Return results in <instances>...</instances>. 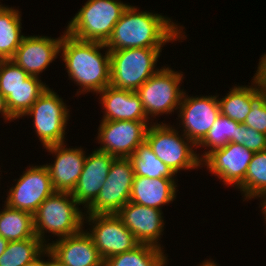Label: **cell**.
Wrapping results in <instances>:
<instances>
[{
    "label": "cell",
    "mask_w": 266,
    "mask_h": 266,
    "mask_svg": "<svg viewBox=\"0 0 266 266\" xmlns=\"http://www.w3.org/2000/svg\"><path fill=\"white\" fill-rule=\"evenodd\" d=\"M103 111L101 120L150 121L143 108L140 96L134 92L107 86L97 94Z\"/></svg>",
    "instance_id": "cell-20"
},
{
    "label": "cell",
    "mask_w": 266,
    "mask_h": 266,
    "mask_svg": "<svg viewBox=\"0 0 266 266\" xmlns=\"http://www.w3.org/2000/svg\"><path fill=\"white\" fill-rule=\"evenodd\" d=\"M177 113L175 126L179 124L177 128L197 146L221 114L217 92L191 96L184 91Z\"/></svg>",
    "instance_id": "cell-11"
},
{
    "label": "cell",
    "mask_w": 266,
    "mask_h": 266,
    "mask_svg": "<svg viewBox=\"0 0 266 266\" xmlns=\"http://www.w3.org/2000/svg\"><path fill=\"white\" fill-rule=\"evenodd\" d=\"M21 13L18 8L0 2V60L12 59L25 36Z\"/></svg>",
    "instance_id": "cell-22"
},
{
    "label": "cell",
    "mask_w": 266,
    "mask_h": 266,
    "mask_svg": "<svg viewBox=\"0 0 266 266\" xmlns=\"http://www.w3.org/2000/svg\"><path fill=\"white\" fill-rule=\"evenodd\" d=\"M176 178L134 176L130 202L162 210L175 201L178 190Z\"/></svg>",
    "instance_id": "cell-21"
},
{
    "label": "cell",
    "mask_w": 266,
    "mask_h": 266,
    "mask_svg": "<svg viewBox=\"0 0 266 266\" xmlns=\"http://www.w3.org/2000/svg\"><path fill=\"white\" fill-rule=\"evenodd\" d=\"M164 249L150 244H139L133 250L116 254L104 261V266H168Z\"/></svg>",
    "instance_id": "cell-24"
},
{
    "label": "cell",
    "mask_w": 266,
    "mask_h": 266,
    "mask_svg": "<svg viewBox=\"0 0 266 266\" xmlns=\"http://www.w3.org/2000/svg\"><path fill=\"white\" fill-rule=\"evenodd\" d=\"M220 264L216 263L211 257L209 259L203 260L200 264L197 266H219Z\"/></svg>",
    "instance_id": "cell-39"
},
{
    "label": "cell",
    "mask_w": 266,
    "mask_h": 266,
    "mask_svg": "<svg viewBox=\"0 0 266 266\" xmlns=\"http://www.w3.org/2000/svg\"><path fill=\"white\" fill-rule=\"evenodd\" d=\"M68 107L63 98L59 97L53 88L48 87L23 115V117H32L34 132L43 149L51 145L66 143V129L71 116Z\"/></svg>",
    "instance_id": "cell-8"
},
{
    "label": "cell",
    "mask_w": 266,
    "mask_h": 266,
    "mask_svg": "<svg viewBox=\"0 0 266 266\" xmlns=\"http://www.w3.org/2000/svg\"><path fill=\"white\" fill-rule=\"evenodd\" d=\"M250 109L244 124L266 135V89L258 87L250 95Z\"/></svg>",
    "instance_id": "cell-32"
},
{
    "label": "cell",
    "mask_w": 266,
    "mask_h": 266,
    "mask_svg": "<svg viewBox=\"0 0 266 266\" xmlns=\"http://www.w3.org/2000/svg\"><path fill=\"white\" fill-rule=\"evenodd\" d=\"M260 198V199H259ZM260 200L259 208H261V213L264 216V223L266 225V192L262 193L257 197ZM261 206V207H260Z\"/></svg>",
    "instance_id": "cell-37"
},
{
    "label": "cell",
    "mask_w": 266,
    "mask_h": 266,
    "mask_svg": "<svg viewBox=\"0 0 266 266\" xmlns=\"http://www.w3.org/2000/svg\"><path fill=\"white\" fill-rule=\"evenodd\" d=\"M79 206L70 192H55L46 198L33 215L35 236L49 245L47 233L59 239L82 231L85 210Z\"/></svg>",
    "instance_id": "cell-3"
},
{
    "label": "cell",
    "mask_w": 266,
    "mask_h": 266,
    "mask_svg": "<svg viewBox=\"0 0 266 266\" xmlns=\"http://www.w3.org/2000/svg\"><path fill=\"white\" fill-rule=\"evenodd\" d=\"M0 211V236L8 241H21L35 236L31 213L3 204Z\"/></svg>",
    "instance_id": "cell-23"
},
{
    "label": "cell",
    "mask_w": 266,
    "mask_h": 266,
    "mask_svg": "<svg viewBox=\"0 0 266 266\" xmlns=\"http://www.w3.org/2000/svg\"><path fill=\"white\" fill-rule=\"evenodd\" d=\"M253 79L260 88L266 89V53L262 54L257 65Z\"/></svg>",
    "instance_id": "cell-34"
},
{
    "label": "cell",
    "mask_w": 266,
    "mask_h": 266,
    "mask_svg": "<svg viewBox=\"0 0 266 266\" xmlns=\"http://www.w3.org/2000/svg\"><path fill=\"white\" fill-rule=\"evenodd\" d=\"M55 240L47 245V249L64 265L104 266V260L84 229L75 235Z\"/></svg>",
    "instance_id": "cell-19"
},
{
    "label": "cell",
    "mask_w": 266,
    "mask_h": 266,
    "mask_svg": "<svg viewBox=\"0 0 266 266\" xmlns=\"http://www.w3.org/2000/svg\"><path fill=\"white\" fill-rule=\"evenodd\" d=\"M29 77L30 75L11 59L0 60V94L5 98L11 91L21 87Z\"/></svg>",
    "instance_id": "cell-31"
},
{
    "label": "cell",
    "mask_w": 266,
    "mask_h": 266,
    "mask_svg": "<svg viewBox=\"0 0 266 266\" xmlns=\"http://www.w3.org/2000/svg\"><path fill=\"white\" fill-rule=\"evenodd\" d=\"M236 143L253 152H260L266 150V135L242 123L237 126Z\"/></svg>",
    "instance_id": "cell-33"
},
{
    "label": "cell",
    "mask_w": 266,
    "mask_h": 266,
    "mask_svg": "<svg viewBox=\"0 0 266 266\" xmlns=\"http://www.w3.org/2000/svg\"><path fill=\"white\" fill-rule=\"evenodd\" d=\"M253 154L245 146L229 142L223 148L210 152L201 161V166L217 176L223 185L236 189L245 179Z\"/></svg>",
    "instance_id": "cell-14"
},
{
    "label": "cell",
    "mask_w": 266,
    "mask_h": 266,
    "mask_svg": "<svg viewBox=\"0 0 266 266\" xmlns=\"http://www.w3.org/2000/svg\"><path fill=\"white\" fill-rule=\"evenodd\" d=\"M46 249L47 245L36 236L21 241H9L0 256V266H26Z\"/></svg>",
    "instance_id": "cell-28"
},
{
    "label": "cell",
    "mask_w": 266,
    "mask_h": 266,
    "mask_svg": "<svg viewBox=\"0 0 266 266\" xmlns=\"http://www.w3.org/2000/svg\"><path fill=\"white\" fill-rule=\"evenodd\" d=\"M116 157L94 148L85 158L82 173L71 195L85 210L98 196Z\"/></svg>",
    "instance_id": "cell-18"
},
{
    "label": "cell",
    "mask_w": 266,
    "mask_h": 266,
    "mask_svg": "<svg viewBox=\"0 0 266 266\" xmlns=\"http://www.w3.org/2000/svg\"><path fill=\"white\" fill-rule=\"evenodd\" d=\"M26 168L19 179L13 180L15 185L9 188L3 202L11 208L34 215L40 204L56 191L45 164H32Z\"/></svg>",
    "instance_id": "cell-12"
},
{
    "label": "cell",
    "mask_w": 266,
    "mask_h": 266,
    "mask_svg": "<svg viewBox=\"0 0 266 266\" xmlns=\"http://www.w3.org/2000/svg\"><path fill=\"white\" fill-rule=\"evenodd\" d=\"M151 124V121L100 120L96 136L100 146L97 149L116 158H129L145 141L147 129Z\"/></svg>",
    "instance_id": "cell-13"
},
{
    "label": "cell",
    "mask_w": 266,
    "mask_h": 266,
    "mask_svg": "<svg viewBox=\"0 0 266 266\" xmlns=\"http://www.w3.org/2000/svg\"><path fill=\"white\" fill-rule=\"evenodd\" d=\"M62 39L63 34L58 38L25 35L11 60L30 76L41 77L40 74L59 58Z\"/></svg>",
    "instance_id": "cell-16"
},
{
    "label": "cell",
    "mask_w": 266,
    "mask_h": 266,
    "mask_svg": "<svg viewBox=\"0 0 266 266\" xmlns=\"http://www.w3.org/2000/svg\"><path fill=\"white\" fill-rule=\"evenodd\" d=\"M134 176L129 158H115L98 196L85 209V215L116 214L130 201Z\"/></svg>",
    "instance_id": "cell-9"
},
{
    "label": "cell",
    "mask_w": 266,
    "mask_h": 266,
    "mask_svg": "<svg viewBox=\"0 0 266 266\" xmlns=\"http://www.w3.org/2000/svg\"><path fill=\"white\" fill-rule=\"evenodd\" d=\"M239 124L220 114L205 138L197 145V148H205V151H202L203 154L198 153L200 160L202 161L210 152L223 148L229 142L236 143L237 126Z\"/></svg>",
    "instance_id": "cell-29"
},
{
    "label": "cell",
    "mask_w": 266,
    "mask_h": 266,
    "mask_svg": "<svg viewBox=\"0 0 266 266\" xmlns=\"http://www.w3.org/2000/svg\"><path fill=\"white\" fill-rule=\"evenodd\" d=\"M237 190L247 202L266 192V150L254 152L245 179Z\"/></svg>",
    "instance_id": "cell-30"
},
{
    "label": "cell",
    "mask_w": 266,
    "mask_h": 266,
    "mask_svg": "<svg viewBox=\"0 0 266 266\" xmlns=\"http://www.w3.org/2000/svg\"><path fill=\"white\" fill-rule=\"evenodd\" d=\"M163 48H126L110 51V85L136 92L161 67ZM159 58V59H158Z\"/></svg>",
    "instance_id": "cell-6"
},
{
    "label": "cell",
    "mask_w": 266,
    "mask_h": 266,
    "mask_svg": "<svg viewBox=\"0 0 266 266\" xmlns=\"http://www.w3.org/2000/svg\"><path fill=\"white\" fill-rule=\"evenodd\" d=\"M116 215L140 244L164 249L160 243L166 223L162 210L129 201Z\"/></svg>",
    "instance_id": "cell-15"
},
{
    "label": "cell",
    "mask_w": 266,
    "mask_h": 266,
    "mask_svg": "<svg viewBox=\"0 0 266 266\" xmlns=\"http://www.w3.org/2000/svg\"><path fill=\"white\" fill-rule=\"evenodd\" d=\"M46 257L45 266H66L61 263L51 252L46 249Z\"/></svg>",
    "instance_id": "cell-36"
},
{
    "label": "cell",
    "mask_w": 266,
    "mask_h": 266,
    "mask_svg": "<svg viewBox=\"0 0 266 266\" xmlns=\"http://www.w3.org/2000/svg\"><path fill=\"white\" fill-rule=\"evenodd\" d=\"M129 5L121 0H87L65 31L80 40L106 43Z\"/></svg>",
    "instance_id": "cell-5"
},
{
    "label": "cell",
    "mask_w": 266,
    "mask_h": 266,
    "mask_svg": "<svg viewBox=\"0 0 266 266\" xmlns=\"http://www.w3.org/2000/svg\"><path fill=\"white\" fill-rule=\"evenodd\" d=\"M67 147V143L45 147L46 151L55 157L54 161H51L52 163H45V166L56 192L71 193L73 191L82 173L87 156V152L81 146Z\"/></svg>",
    "instance_id": "cell-17"
},
{
    "label": "cell",
    "mask_w": 266,
    "mask_h": 266,
    "mask_svg": "<svg viewBox=\"0 0 266 266\" xmlns=\"http://www.w3.org/2000/svg\"><path fill=\"white\" fill-rule=\"evenodd\" d=\"M183 73L170 68L169 65L161 66L137 89L136 93L140 96L145 113L152 123H155L156 117L178 112L185 91L184 87H180L185 78Z\"/></svg>",
    "instance_id": "cell-7"
},
{
    "label": "cell",
    "mask_w": 266,
    "mask_h": 266,
    "mask_svg": "<svg viewBox=\"0 0 266 266\" xmlns=\"http://www.w3.org/2000/svg\"><path fill=\"white\" fill-rule=\"evenodd\" d=\"M251 85H234L222 98L217 94L222 115L229 117L237 123H244L250 112V95L259 87L254 79Z\"/></svg>",
    "instance_id": "cell-25"
},
{
    "label": "cell",
    "mask_w": 266,
    "mask_h": 266,
    "mask_svg": "<svg viewBox=\"0 0 266 266\" xmlns=\"http://www.w3.org/2000/svg\"><path fill=\"white\" fill-rule=\"evenodd\" d=\"M41 77L30 76L21 87L11 91L6 97V103L10 114L15 119H20L31 108L36 100L49 87L42 82Z\"/></svg>",
    "instance_id": "cell-26"
},
{
    "label": "cell",
    "mask_w": 266,
    "mask_h": 266,
    "mask_svg": "<svg viewBox=\"0 0 266 266\" xmlns=\"http://www.w3.org/2000/svg\"><path fill=\"white\" fill-rule=\"evenodd\" d=\"M9 241L0 236V256L4 253Z\"/></svg>",
    "instance_id": "cell-40"
},
{
    "label": "cell",
    "mask_w": 266,
    "mask_h": 266,
    "mask_svg": "<svg viewBox=\"0 0 266 266\" xmlns=\"http://www.w3.org/2000/svg\"><path fill=\"white\" fill-rule=\"evenodd\" d=\"M0 114L1 117L4 118V122L10 123L11 121L14 122L13 120H16L11 114L8 109L7 103H6V98L0 94ZM9 121V122H8Z\"/></svg>",
    "instance_id": "cell-35"
},
{
    "label": "cell",
    "mask_w": 266,
    "mask_h": 266,
    "mask_svg": "<svg viewBox=\"0 0 266 266\" xmlns=\"http://www.w3.org/2000/svg\"><path fill=\"white\" fill-rule=\"evenodd\" d=\"M62 33L60 57L68 80L79 86L75 96L97 95L110 85V50L105 43L80 40L65 30Z\"/></svg>",
    "instance_id": "cell-2"
},
{
    "label": "cell",
    "mask_w": 266,
    "mask_h": 266,
    "mask_svg": "<svg viewBox=\"0 0 266 266\" xmlns=\"http://www.w3.org/2000/svg\"><path fill=\"white\" fill-rule=\"evenodd\" d=\"M135 176L148 178H176L169 167L156 157L149 144L144 141L129 157Z\"/></svg>",
    "instance_id": "cell-27"
},
{
    "label": "cell",
    "mask_w": 266,
    "mask_h": 266,
    "mask_svg": "<svg viewBox=\"0 0 266 266\" xmlns=\"http://www.w3.org/2000/svg\"><path fill=\"white\" fill-rule=\"evenodd\" d=\"M85 224L90 225L84 230L104 261L113 255L131 251L140 244L116 214L85 215L84 227Z\"/></svg>",
    "instance_id": "cell-10"
},
{
    "label": "cell",
    "mask_w": 266,
    "mask_h": 266,
    "mask_svg": "<svg viewBox=\"0 0 266 266\" xmlns=\"http://www.w3.org/2000/svg\"><path fill=\"white\" fill-rule=\"evenodd\" d=\"M46 259V250L37 257L34 261L28 263L26 266H45V259Z\"/></svg>",
    "instance_id": "cell-38"
},
{
    "label": "cell",
    "mask_w": 266,
    "mask_h": 266,
    "mask_svg": "<svg viewBox=\"0 0 266 266\" xmlns=\"http://www.w3.org/2000/svg\"><path fill=\"white\" fill-rule=\"evenodd\" d=\"M155 121L149 125L145 141L156 157L166 164L175 175L182 170L201 169V160L196 153L197 146L174 124Z\"/></svg>",
    "instance_id": "cell-4"
},
{
    "label": "cell",
    "mask_w": 266,
    "mask_h": 266,
    "mask_svg": "<svg viewBox=\"0 0 266 266\" xmlns=\"http://www.w3.org/2000/svg\"><path fill=\"white\" fill-rule=\"evenodd\" d=\"M129 5L112 34L105 43L110 50L126 48H163L167 43L183 42L187 38L185 27L175 23L172 18L162 13L140 10Z\"/></svg>",
    "instance_id": "cell-1"
}]
</instances>
